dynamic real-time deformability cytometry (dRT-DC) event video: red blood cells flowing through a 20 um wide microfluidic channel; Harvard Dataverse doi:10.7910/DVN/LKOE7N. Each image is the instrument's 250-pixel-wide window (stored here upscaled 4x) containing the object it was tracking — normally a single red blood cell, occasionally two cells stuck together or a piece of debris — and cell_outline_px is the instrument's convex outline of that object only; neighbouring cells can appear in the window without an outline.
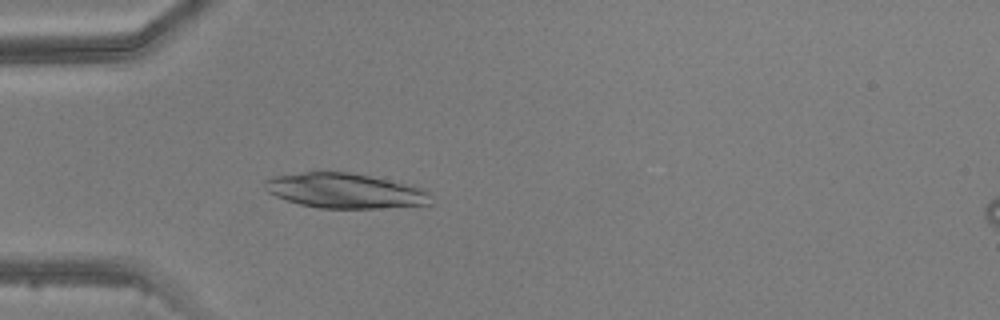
{"species": "common noctule bat (a hibernating species)", "species_latin": "Nyctalus noctula", "temperature_condition": "warm", "stored_images_in_passage": 4, "camera_frame_rate_fps": 3000, "um_per_image_px": 0.085, "animal": {"sex": "male", "body_mass_g": 20.5, "forearm_length_mm": 52.5}, "frame": {"image": 1, "passage_image": 4, "time_ms": 4.667, "image_size_px": [1000, 320], "cell_outline_px": [[432, 204], [380, 208], [320, 208], [300, 204], [276, 196], [268, 192], [264, 188], [264, 180], [276, 176], [304, 172], [348, 172], [368, 176], [424, 188], [428, 192]], "centroid_in_image_um": [29.31, 16.22], "position_along_channel_um": 55.7, "area_um2": 33.41}}